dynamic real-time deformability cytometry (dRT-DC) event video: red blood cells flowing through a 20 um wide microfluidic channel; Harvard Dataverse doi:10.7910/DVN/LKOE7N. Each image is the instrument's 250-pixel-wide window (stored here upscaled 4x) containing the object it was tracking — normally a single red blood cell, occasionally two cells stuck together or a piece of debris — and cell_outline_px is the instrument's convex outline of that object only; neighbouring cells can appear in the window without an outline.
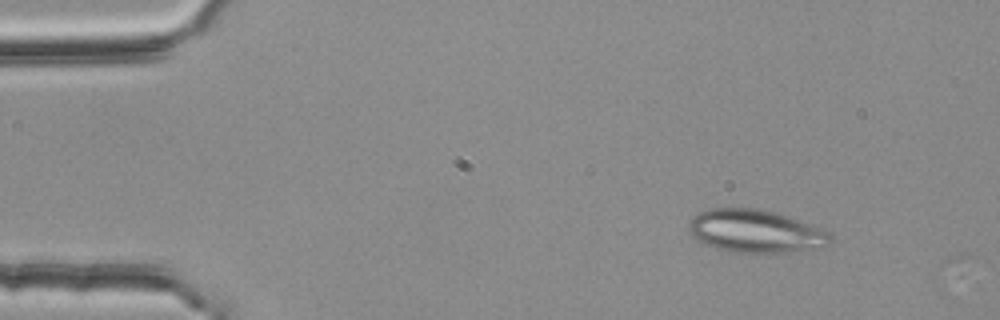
{"species": "common noctule bat (a hibernating species)", "species_latin": "Nyctalus noctula", "temperature_condition": "room temperature", "stored_images_in_passage": 2, "camera_frame_rate_fps": 3000, "um_per_image_px": 0.085, "animal": {"sex": "female", "body_mass_g": 25.1}, "frame": {"image": 1, "passage_image": 1, "time_ms": 0.0, "image_size_px": [1000, 320], "cell_outline_px": [[832, 240], [824, 248], [784, 252], [736, 252], [716, 248], [704, 244], [696, 240], [692, 236], [688, 228], [688, 220], [692, 216], [708, 208], [760, 208], [784, 216], [828, 232], [832, 236]], "centroid_in_image_um": [64.14, 19.65], "position_along_channel_um": 20.9, "area_um2": 35.08}}